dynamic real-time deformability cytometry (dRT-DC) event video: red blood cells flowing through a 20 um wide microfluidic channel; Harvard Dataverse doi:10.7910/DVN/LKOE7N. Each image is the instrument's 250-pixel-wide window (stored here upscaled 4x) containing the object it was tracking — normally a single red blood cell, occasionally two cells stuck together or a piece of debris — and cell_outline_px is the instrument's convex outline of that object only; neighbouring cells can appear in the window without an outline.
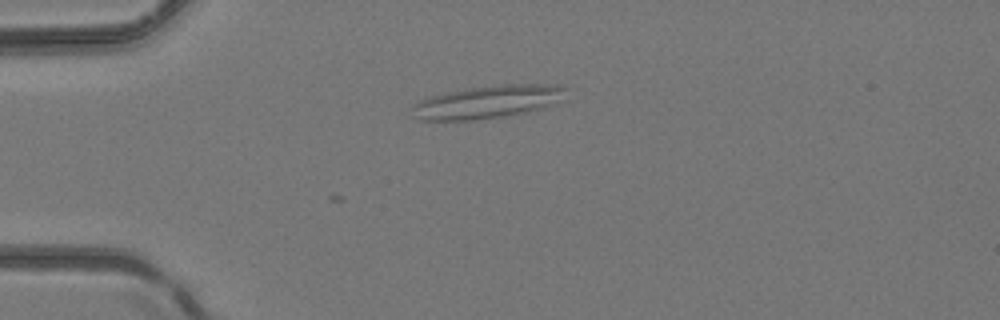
{"species": "common noctule bat (a hibernating species)", "species_latin": "Nyctalus noctula", "temperature_condition": "room temperature", "stored_images_in_passage": 5, "camera_frame_rate_fps": 3000, "um_per_image_px": 0.085, "animal": {"sex": "female", "body_mass_g": 24.6, "forearm_length_mm": 56.2}, "frame": {"image": 1, "passage_image": 3, "time_ms": 0.667, "image_size_px": [1000, 320], "cell_outline_px": [[568, 88], [552, 104], [544, 108], [528, 112], [504, 116], [472, 120], [420, 120], [416, 116], [412, 108], [412, 104], [428, 96], [464, 88], [504, 84], [560, 84]], "centroid_in_image_um": [41.42, 8.65], "position_along_channel_um": 43.6, "area_um2": 29.42}}